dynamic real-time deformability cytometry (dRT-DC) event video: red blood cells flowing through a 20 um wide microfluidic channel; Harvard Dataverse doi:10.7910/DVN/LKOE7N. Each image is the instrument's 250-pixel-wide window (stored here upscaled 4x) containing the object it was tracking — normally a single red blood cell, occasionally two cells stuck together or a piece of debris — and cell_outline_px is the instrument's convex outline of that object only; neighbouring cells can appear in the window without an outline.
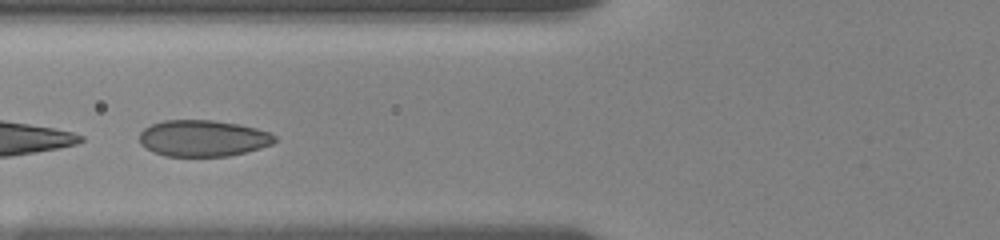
{"species": "human", "species_latin": "Homo sapiens", "temperature_condition": "room temperature", "stored_images_in_passage": 40, "segment_of_instrument_passage": [2, 2], "camera_frame_rate_fps": 3000, "um_per_image_px": 0.085, "donor": {"sex": "female"}, "frame": {"image": 1, "passage_image": 14, "time_ms": 4.333, "image_size_px": [1000, 240], "cell_outline_px": [[276, 140], [272, 144], [260, 148], [228, 156], [164, 156], [152, 152], [140, 144], [140, 132], [144, 128], [152, 124], [164, 120], [212, 120], [240, 124], [256, 128], [268, 132], [276, 136]], "centroid_in_image_um": [17.23, 11.75], "position_along_channel_um": 108.6, "area_um2": 28.73}}
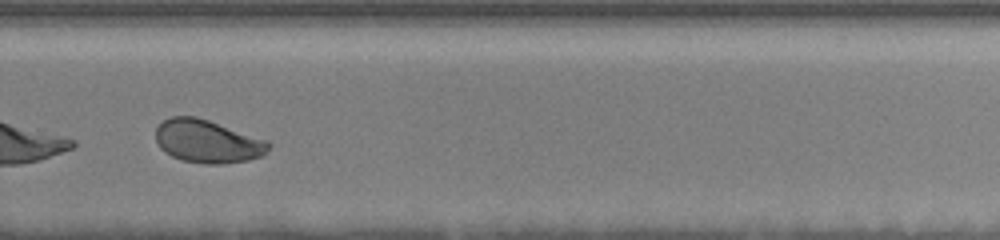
{"frame": {"image": 2, "passage_image": 31, "time_ms": 10.0, "image_size_px": [1000, 240], "cell_outline_px": [[272, 144], [264, 156], [248, 160], [224, 164], [204, 164], [180, 160], [164, 152], [160, 148], [156, 140], [156, 128], [164, 120], [172, 116], [196, 116], [268, 140]], "centroid_in_image_um": [17.66, 12.03], "position_along_channel_um": 312.1, "area_um2": 28.55}}
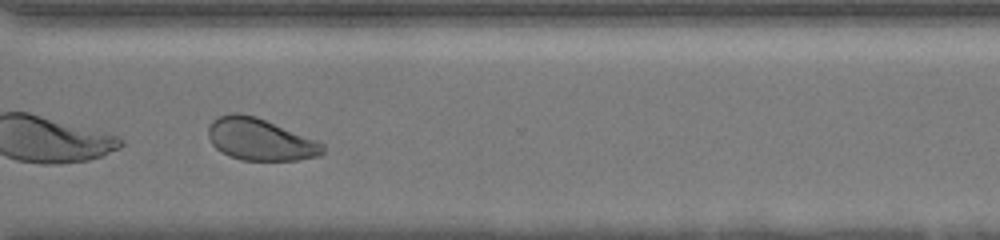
{"frame": {"image": 3, "passage_image": 34, "time_ms": 11.0, "image_size_px": [1000, 240], "cell_outline_px": [[324, 152], [320, 156], [296, 160], [240, 160], [228, 156], [220, 152], [212, 144], [208, 136], [208, 124], [212, 120], [220, 116], [232, 112], [236, 112], [256, 116], [320, 140], [324, 144]], "centroid_in_image_um": [22.13, 11.84], "position_along_channel_um": 348.5, "area_um2": 28.55}}